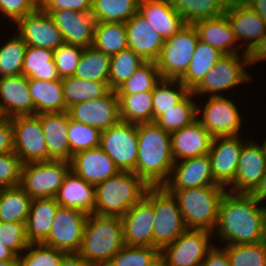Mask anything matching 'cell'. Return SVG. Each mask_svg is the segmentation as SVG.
I'll use <instances>...</instances> for the list:
<instances>
[{
    "label": "cell",
    "instance_id": "c3c4849f",
    "mask_svg": "<svg viewBox=\"0 0 266 266\" xmlns=\"http://www.w3.org/2000/svg\"><path fill=\"white\" fill-rule=\"evenodd\" d=\"M101 132L97 127L77 122L69 116L67 137L70 146V161L77 152L99 147Z\"/></svg>",
    "mask_w": 266,
    "mask_h": 266
},
{
    "label": "cell",
    "instance_id": "f6af8a7d",
    "mask_svg": "<svg viewBox=\"0 0 266 266\" xmlns=\"http://www.w3.org/2000/svg\"><path fill=\"white\" fill-rule=\"evenodd\" d=\"M173 7L188 24L225 13V8L217 0H177Z\"/></svg>",
    "mask_w": 266,
    "mask_h": 266
},
{
    "label": "cell",
    "instance_id": "e0dca14e",
    "mask_svg": "<svg viewBox=\"0 0 266 266\" xmlns=\"http://www.w3.org/2000/svg\"><path fill=\"white\" fill-rule=\"evenodd\" d=\"M239 136L214 137L208 153L214 181L225 188L234 182L243 144L247 141L243 142Z\"/></svg>",
    "mask_w": 266,
    "mask_h": 266
},
{
    "label": "cell",
    "instance_id": "ac0fdd59",
    "mask_svg": "<svg viewBox=\"0 0 266 266\" xmlns=\"http://www.w3.org/2000/svg\"><path fill=\"white\" fill-rule=\"evenodd\" d=\"M265 171L266 154L263 145L248 138L243 144L234 182L227 190L235 193H251Z\"/></svg>",
    "mask_w": 266,
    "mask_h": 266
},
{
    "label": "cell",
    "instance_id": "d6a6232c",
    "mask_svg": "<svg viewBox=\"0 0 266 266\" xmlns=\"http://www.w3.org/2000/svg\"><path fill=\"white\" fill-rule=\"evenodd\" d=\"M223 55L221 51L199 39L190 65L180 81L192 92Z\"/></svg>",
    "mask_w": 266,
    "mask_h": 266
},
{
    "label": "cell",
    "instance_id": "7402d4cb",
    "mask_svg": "<svg viewBox=\"0 0 266 266\" xmlns=\"http://www.w3.org/2000/svg\"><path fill=\"white\" fill-rule=\"evenodd\" d=\"M45 12L50 15L61 31L65 43L84 48L93 46L96 21L91 12H76L67 9Z\"/></svg>",
    "mask_w": 266,
    "mask_h": 266
},
{
    "label": "cell",
    "instance_id": "a7ac6f4b",
    "mask_svg": "<svg viewBox=\"0 0 266 266\" xmlns=\"http://www.w3.org/2000/svg\"><path fill=\"white\" fill-rule=\"evenodd\" d=\"M150 266H166L164 259L160 256L155 262Z\"/></svg>",
    "mask_w": 266,
    "mask_h": 266
},
{
    "label": "cell",
    "instance_id": "277c9868",
    "mask_svg": "<svg viewBox=\"0 0 266 266\" xmlns=\"http://www.w3.org/2000/svg\"><path fill=\"white\" fill-rule=\"evenodd\" d=\"M150 186L136 173L120 171L95 185V214L122 217Z\"/></svg>",
    "mask_w": 266,
    "mask_h": 266
},
{
    "label": "cell",
    "instance_id": "f5cc1de1",
    "mask_svg": "<svg viewBox=\"0 0 266 266\" xmlns=\"http://www.w3.org/2000/svg\"><path fill=\"white\" fill-rule=\"evenodd\" d=\"M84 47L64 43L53 51L54 61L59 77L74 76Z\"/></svg>",
    "mask_w": 266,
    "mask_h": 266
},
{
    "label": "cell",
    "instance_id": "8d00e7d4",
    "mask_svg": "<svg viewBox=\"0 0 266 266\" xmlns=\"http://www.w3.org/2000/svg\"><path fill=\"white\" fill-rule=\"evenodd\" d=\"M120 118L123 122L140 124L153 121L152 91L139 94H117Z\"/></svg>",
    "mask_w": 266,
    "mask_h": 266
},
{
    "label": "cell",
    "instance_id": "003e7915",
    "mask_svg": "<svg viewBox=\"0 0 266 266\" xmlns=\"http://www.w3.org/2000/svg\"><path fill=\"white\" fill-rule=\"evenodd\" d=\"M225 9L234 6L243 0H217Z\"/></svg>",
    "mask_w": 266,
    "mask_h": 266
},
{
    "label": "cell",
    "instance_id": "7a4b0ae2",
    "mask_svg": "<svg viewBox=\"0 0 266 266\" xmlns=\"http://www.w3.org/2000/svg\"><path fill=\"white\" fill-rule=\"evenodd\" d=\"M136 174L149 186H163L170 178L174 158L171 135L155 121L137 124Z\"/></svg>",
    "mask_w": 266,
    "mask_h": 266
},
{
    "label": "cell",
    "instance_id": "1f68e13d",
    "mask_svg": "<svg viewBox=\"0 0 266 266\" xmlns=\"http://www.w3.org/2000/svg\"><path fill=\"white\" fill-rule=\"evenodd\" d=\"M30 95L34 102L35 114L66 112L62 79H28Z\"/></svg>",
    "mask_w": 266,
    "mask_h": 266
},
{
    "label": "cell",
    "instance_id": "2e32d148",
    "mask_svg": "<svg viewBox=\"0 0 266 266\" xmlns=\"http://www.w3.org/2000/svg\"><path fill=\"white\" fill-rule=\"evenodd\" d=\"M14 25L17 27L16 33L28 46L47 48L54 51L65 43L61 31L57 28L53 19L40 7L19 19Z\"/></svg>",
    "mask_w": 266,
    "mask_h": 266
},
{
    "label": "cell",
    "instance_id": "30bf717a",
    "mask_svg": "<svg viewBox=\"0 0 266 266\" xmlns=\"http://www.w3.org/2000/svg\"><path fill=\"white\" fill-rule=\"evenodd\" d=\"M100 147L113 160L120 171L136 173L138 157L137 124L120 121L102 130Z\"/></svg>",
    "mask_w": 266,
    "mask_h": 266
},
{
    "label": "cell",
    "instance_id": "9a60e30c",
    "mask_svg": "<svg viewBox=\"0 0 266 266\" xmlns=\"http://www.w3.org/2000/svg\"><path fill=\"white\" fill-rule=\"evenodd\" d=\"M67 112L71 119L97 127L101 131L121 121L116 90H110L100 98L76 103Z\"/></svg>",
    "mask_w": 266,
    "mask_h": 266
},
{
    "label": "cell",
    "instance_id": "8992f818",
    "mask_svg": "<svg viewBox=\"0 0 266 266\" xmlns=\"http://www.w3.org/2000/svg\"><path fill=\"white\" fill-rule=\"evenodd\" d=\"M144 197L153 205V247L161 251L187 228L176 198L164 186H150Z\"/></svg>",
    "mask_w": 266,
    "mask_h": 266
},
{
    "label": "cell",
    "instance_id": "9f6ffc18",
    "mask_svg": "<svg viewBox=\"0 0 266 266\" xmlns=\"http://www.w3.org/2000/svg\"><path fill=\"white\" fill-rule=\"evenodd\" d=\"M39 7L43 11L67 9L76 12H91L92 0H39Z\"/></svg>",
    "mask_w": 266,
    "mask_h": 266
},
{
    "label": "cell",
    "instance_id": "4dcf8cb0",
    "mask_svg": "<svg viewBox=\"0 0 266 266\" xmlns=\"http://www.w3.org/2000/svg\"><path fill=\"white\" fill-rule=\"evenodd\" d=\"M59 206L55 198L32 199L26 222L29 243H42L48 237Z\"/></svg>",
    "mask_w": 266,
    "mask_h": 266
},
{
    "label": "cell",
    "instance_id": "816d5d0a",
    "mask_svg": "<svg viewBox=\"0 0 266 266\" xmlns=\"http://www.w3.org/2000/svg\"><path fill=\"white\" fill-rule=\"evenodd\" d=\"M7 246L16 256H20L30 244L26 236V223L1 222L0 244Z\"/></svg>",
    "mask_w": 266,
    "mask_h": 266
},
{
    "label": "cell",
    "instance_id": "be15d7a7",
    "mask_svg": "<svg viewBox=\"0 0 266 266\" xmlns=\"http://www.w3.org/2000/svg\"><path fill=\"white\" fill-rule=\"evenodd\" d=\"M266 22V0H243Z\"/></svg>",
    "mask_w": 266,
    "mask_h": 266
},
{
    "label": "cell",
    "instance_id": "6f0895ef",
    "mask_svg": "<svg viewBox=\"0 0 266 266\" xmlns=\"http://www.w3.org/2000/svg\"><path fill=\"white\" fill-rule=\"evenodd\" d=\"M14 152L13 126L11 118L0 115V154Z\"/></svg>",
    "mask_w": 266,
    "mask_h": 266
},
{
    "label": "cell",
    "instance_id": "60d3db41",
    "mask_svg": "<svg viewBox=\"0 0 266 266\" xmlns=\"http://www.w3.org/2000/svg\"><path fill=\"white\" fill-rule=\"evenodd\" d=\"M140 0H92L91 14L96 22L126 23L138 12Z\"/></svg>",
    "mask_w": 266,
    "mask_h": 266
},
{
    "label": "cell",
    "instance_id": "cb8c5ba5",
    "mask_svg": "<svg viewBox=\"0 0 266 266\" xmlns=\"http://www.w3.org/2000/svg\"><path fill=\"white\" fill-rule=\"evenodd\" d=\"M125 26L128 48L145 62H156L164 44L159 32H155L149 21L139 12L135 13Z\"/></svg>",
    "mask_w": 266,
    "mask_h": 266
},
{
    "label": "cell",
    "instance_id": "3957f363",
    "mask_svg": "<svg viewBox=\"0 0 266 266\" xmlns=\"http://www.w3.org/2000/svg\"><path fill=\"white\" fill-rule=\"evenodd\" d=\"M121 217L89 214L78 254L95 266H107L124 246Z\"/></svg>",
    "mask_w": 266,
    "mask_h": 266
},
{
    "label": "cell",
    "instance_id": "f546056e",
    "mask_svg": "<svg viewBox=\"0 0 266 266\" xmlns=\"http://www.w3.org/2000/svg\"><path fill=\"white\" fill-rule=\"evenodd\" d=\"M55 199L62 207L75 208L88 215L92 214L95 211V185L86 182L70 170Z\"/></svg>",
    "mask_w": 266,
    "mask_h": 266
},
{
    "label": "cell",
    "instance_id": "5b68a950",
    "mask_svg": "<svg viewBox=\"0 0 266 266\" xmlns=\"http://www.w3.org/2000/svg\"><path fill=\"white\" fill-rule=\"evenodd\" d=\"M176 198L187 229L214 232L226 188L220 185L169 191Z\"/></svg>",
    "mask_w": 266,
    "mask_h": 266
},
{
    "label": "cell",
    "instance_id": "7dc6e473",
    "mask_svg": "<svg viewBox=\"0 0 266 266\" xmlns=\"http://www.w3.org/2000/svg\"><path fill=\"white\" fill-rule=\"evenodd\" d=\"M161 80L156 62H145L135 73L116 89L117 94H139L153 91Z\"/></svg>",
    "mask_w": 266,
    "mask_h": 266
},
{
    "label": "cell",
    "instance_id": "52a82bcc",
    "mask_svg": "<svg viewBox=\"0 0 266 266\" xmlns=\"http://www.w3.org/2000/svg\"><path fill=\"white\" fill-rule=\"evenodd\" d=\"M248 66V54H224L192 93L197 98L203 94H209V97L223 96L225 90L253 80L246 70Z\"/></svg>",
    "mask_w": 266,
    "mask_h": 266
},
{
    "label": "cell",
    "instance_id": "f1b7e54d",
    "mask_svg": "<svg viewBox=\"0 0 266 266\" xmlns=\"http://www.w3.org/2000/svg\"><path fill=\"white\" fill-rule=\"evenodd\" d=\"M193 26L200 40L218 49L223 54H248L241 51L242 48L237 43L232 27L225 14L196 21L193 23Z\"/></svg>",
    "mask_w": 266,
    "mask_h": 266
},
{
    "label": "cell",
    "instance_id": "7c38bea8",
    "mask_svg": "<svg viewBox=\"0 0 266 266\" xmlns=\"http://www.w3.org/2000/svg\"><path fill=\"white\" fill-rule=\"evenodd\" d=\"M211 237L213 233L207 230L186 229L160 251V256L166 266H202L207 252L214 246Z\"/></svg>",
    "mask_w": 266,
    "mask_h": 266
},
{
    "label": "cell",
    "instance_id": "db71d44e",
    "mask_svg": "<svg viewBox=\"0 0 266 266\" xmlns=\"http://www.w3.org/2000/svg\"><path fill=\"white\" fill-rule=\"evenodd\" d=\"M22 166L23 163L14 152L0 154V189L20 185Z\"/></svg>",
    "mask_w": 266,
    "mask_h": 266
},
{
    "label": "cell",
    "instance_id": "11a10c76",
    "mask_svg": "<svg viewBox=\"0 0 266 266\" xmlns=\"http://www.w3.org/2000/svg\"><path fill=\"white\" fill-rule=\"evenodd\" d=\"M39 8V0H0V14L15 24Z\"/></svg>",
    "mask_w": 266,
    "mask_h": 266
},
{
    "label": "cell",
    "instance_id": "7bdbcfd3",
    "mask_svg": "<svg viewBox=\"0 0 266 266\" xmlns=\"http://www.w3.org/2000/svg\"><path fill=\"white\" fill-rule=\"evenodd\" d=\"M0 46V78L23 74L26 42L16 33Z\"/></svg>",
    "mask_w": 266,
    "mask_h": 266
},
{
    "label": "cell",
    "instance_id": "9c48e42d",
    "mask_svg": "<svg viewBox=\"0 0 266 266\" xmlns=\"http://www.w3.org/2000/svg\"><path fill=\"white\" fill-rule=\"evenodd\" d=\"M71 170L67 161L29 162L22 166L20 186L32 198H55Z\"/></svg>",
    "mask_w": 266,
    "mask_h": 266
},
{
    "label": "cell",
    "instance_id": "44dd1931",
    "mask_svg": "<svg viewBox=\"0 0 266 266\" xmlns=\"http://www.w3.org/2000/svg\"><path fill=\"white\" fill-rule=\"evenodd\" d=\"M153 205L143 197L121 217L124 244L153 247Z\"/></svg>",
    "mask_w": 266,
    "mask_h": 266
},
{
    "label": "cell",
    "instance_id": "91938a15",
    "mask_svg": "<svg viewBox=\"0 0 266 266\" xmlns=\"http://www.w3.org/2000/svg\"><path fill=\"white\" fill-rule=\"evenodd\" d=\"M249 65L266 60V33L248 53Z\"/></svg>",
    "mask_w": 266,
    "mask_h": 266
},
{
    "label": "cell",
    "instance_id": "681fc988",
    "mask_svg": "<svg viewBox=\"0 0 266 266\" xmlns=\"http://www.w3.org/2000/svg\"><path fill=\"white\" fill-rule=\"evenodd\" d=\"M160 257L158 248L124 245L107 266H150Z\"/></svg>",
    "mask_w": 266,
    "mask_h": 266
},
{
    "label": "cell",
    "instance_id": "4316f807",
    "mask_svg": "<svg viewBox=\"0 0 266 266\" xmlns=\"http://www.w3.org/2000/svg\"><path fill=\"white\" fill-rule=\"evenodd\" d=\"M138 12L149 21L155 32H159L163 40L173 37L188 24L165 0H140Z\"/></svg>",
    "mask_w": 266,
    "mask_h": 266
},
{
    "label": "cell",
    "instance_id": "4fadbf2b",
    "mask_svg": "<svg viewBox=\"0 0 266 266\" xmlns=\"http://www.w3.org/2000/svg\"><path fill=\"white\" fill-rule=\"evenodd\" d=\"M14 153L23 164L48 161L46 139L41 127V114L20 115L11 118Z\"/></svg>",
    "mask_w": 266,
    "mask_h": 266
},
{
    "label": "cell",
    "instance_id": "d6986e66",
    "mask_svg": "<svg viewBox=\"0 0 266 266\" xmlns=\"http://www.w3.org/2000/svg\"><path fill=\"white\" fill-rule=\"evenodd\" d=\"M218 185L212 176L208 154L174 162L169 180L163 185L168 191Z\"/></svg>",
    "mask_w": 266,
    "mask_h": 266
},
{
    "label": "cell",
    "instance_id": "ba28073f",
    "mask_svg": "<svg viewBox=\"0 0 266 266\" xmlns=\"http://www.w3.org/2000/svg\"><path fill=\"white\" fill-rule=\"evenodd\" d=\"M198 40L193 24H187L173 37L164 40L161 53L156 61L161 79L180 80L184 76Z\"/></svg>",
    "mask_w": 266,
    "mask_h": 266
},
{
    "label": "cell",
    "instance_id": "ab89813d",
    "mask_svg": "<svg viewBox=\"0 0 266 266\" xmlns=\"http://www.w3.org/2000/svg\"><path fill=\"white\" fill-rule=\"evenodd\" d=\"M190 92L180 103L160 114L154 121L168 133H173L191 125L197 120V105Z\"/></svg>",
    "mask_w": 266,
    "mask_h": 266
},
{
    "label": "cell",
    "instance_id": "74e56055",
    "mask_svg": "<svg viewBox=\"0 0 266 266\" xmlns=\"http://www.w3.org/2000/svg\"><path fill=\"white\" fill-rule=\"evenodd\" d=\"M93 47L110 56L128 49L125 23L96 22Z\"/></svg>",
    "mask_w": 266,
    "mask_h": 266
},
{
    "label": "cell",
    "instance_id": "8fae6325",
    "mask_svg": "<svg viewBox=\"0 0 266 266\" xmlns=\"http://www.w3.org/2000/svg\"><path fill=\"white\" fill-rule=\"evenodd\" d=\"M203 106L197 105V120L213 138L240 135L243 119L234 100L227 96L208 97Z\"/></svg>",
    "mask_w": 266,
    "mask_h": 266
},
{
    "label": "cell",
    "instance_id": "ee69618b",
    "mask_svg": "<svg viewBox=\"0 0 266 266\" xmlns=\"http://www.w3.org/2000/svg\"><path fill=\"white\" fill-rule=\"evenodd\" d=\"M145 61L132 49L122 50L111 56L109 87L116 90L127 79H129Z\"/></svg>",
    "mask_w": 266,
    "mask_h": 266
},
{
    "label": "cell",
    "instance_id": "83f0119b",
    "mask_svg": "<svg viewBox=\"0 0 266 266\" xmlns=\"http://www.w3.org/2000/svg\"><path fill=\"white\" fill-rule=\"evenodd\" d=\"M68 112L41 113V127L46 139L48 161L70 162V146L67 137Z\"/></svg>",
    "mask_w": 266,
    "mask_h": 266
},
{
    "label": "cell",
    "instance_id": "6125c7cd",
    "mask_svg": "<svg viewBox=\"0 0 266 266\" xmlns=\"http://www.w3.org/2000/svg\"><path fill=\"white\" fill-rule=\"evenodd\" d=\"M250 194L259 202L266 200V171L260 179L258 185Z\"/></svg>",
    "mask_w": 266,
    "mask_h": 266
},
{
    "label": "cell",
    "instance_id": "f907efd6",
    "mask_svg": "<svg viewBox=\"0 0 266 266\" xmlns=\"http://www.w3.org/2000/svg\"><path fill=\"white\" fill-rule=\"evenodd\" d=\"M66 254L43 243H30L19 258L22 266H58Z\"/></svg>",
    "mask_w": 266,
    "mask_h": 266
},
{
    "label": "cell",
    "instance_id": "e575fe53",
    "mask_svg": "<svg viewBox=\"0 0 266 266\" xmlns=\"http://www.w3.org/2000/svg\"><path fill=\"white\" fill-rule=\"evenodd\" d=\"M32 198L20 186L0 189V221L27 222Z\"/></svg>",
    "mask_w": 266,
    "mask_h": 266
},
{
    "label": "cell",
    "instance_id": "94428289",
    "mask_svg": "<svg viewBox=\"0 0 266 266\" xmlns=\"http://www.w3.org/2000/svg\"><path fill=\"white\" fill-rule=\"evenodd\" d=\"M58 266H95L83 259L78 253H67Z\"/></svg>",
    "mask_w": 266,
    "mask_h": 266
},
{
    "label": "cell",
    "instance_id": "484cf974",
    "mask_svg": "<svg viewBox=\"0 0 266 266\" xmlns=\"http://www.w3.org/2000/svg\"><path fill=\"white\" fill-rule=\"evenodd\" d=\"M170 135L175 162L208 154L213 139L198 120Z\"/></svg>",
    "mask_w": 266,
    "mask_h": 266
},
{
    "label": "cell",
    "instance_id": "d4e9b609",
    "mask_svg": "<svg viewBox=\"0 0 266 266\" xmlns=\"http://www.w3.org/2000/svg\"><path fill=\"white\" fill-rule=\"evenodd\" d=\"M0 98V115L13 118L35 114L28 78L23 74L0 78Z\"/></svg>",
    "mask_w": 266,
    "mask_h": 266
},
{
    "label": "cell",
    "instance_id": "e7e4bbea",
    "mask_svg": "<svg viewBox=\"0 0 266 266\" xmlns=\"http://www.w3.org/2000/svg\"><path fill=\"white\" fill-rule=\"evenodd\" d=\"M16 255L4 244H0V261L14 259Z\"/></svg>",
    "mask_w": 266,
    "mask_h": 266
},
{
    "label": "cell",
    "instance_id": "603a6c76",
    "mask_svg": "<svg viewBox=\"0 0 266 266\" xmlns=\"http://www.w3.org/2000/svg\"><path fill=\"white\" fill-rule=\"evenodd\" d=\"M70 165L71 171L93 185L104 182L120 172L113 160L100 146L75 153Z\"/></svg>",
    "mask_w": 266,
    "mask_h": 266
},
{
    "label": "cell",
    "instance_id": "2644e50d",
    "mask_svg": "<svg viewBox=\"0 0 266 266\" xmlns=\"http://www.w3.org/2000/svg\"><path fill=\"white\" fill-rule=\"evenodd\" d=\"M167 3H169V4H174L177 0H165Z\"/></svg>",
    "mask_w": 266,
    "mask_h": 266
},
{
    "label": "cell",
    "instance_id": "6da1fadb",
    "mask_svg": "<svg viewBox=\"0 0 266 266\" xmlns=\"http://www.w3.org/2000/svg\"><path fill=\"white\" fill-rule=\"evenodd\" d=\"M260 203L250 193L226 190L219 205L213 235H218L223 245L264 241V207L258 206Z\"/></svg>",
    "mask_w": 266,
    "mask_h": 266
},
{
    "label": "cell",
    "instance_id": "f35d334b",
    "mask_svg": "<svg viewBox=\"0 0 266 266\" xmlns=\"http://www.w3.org/2000/svg\"><path fill=\"white\" fill-rule=\"evenodd\" d=\"M111 56L93 46L84 48L74 76L84 80L109 82Z\"/></svg>",
    "mask_w": 266,
    "mask_h": 266
},
{
    "label": "cell",
    "instance_id": "03108f58",
    "mask_svg": "<svg viewBox=\"0 0 266 266\" xmlns=\"http://www.w3.org/2000/svg\"><path fill=\"white\" fill-rule=\"evenodd\" d=\"M0 266H22L20 258L16 256L14 259L0 261Z\"/></svg>",
    "mask_w": 266,
    "mask_h": 266
},
{
    "label": "cell",
    "instance_id": "bcb514c9",
    "mask_svg": "<svg viewBox=\"0 0 266 266\" xmlns=\"http://www.w3.org/2000/svg\"><path fill=\"white\" fill-rule=\"evenodd\" d=\"M221 247L227 252L230 266H266V242L233 244Z\"/></svg>",
    "mask_w": 266,
    "mask_h": 266
},
{
    "label": "cell",
    "instance_id": "89a4df30",
    "mask_svg": "<svg viewBox=\"0 0 266 266\" xmlns=\"http://www.w3.org/2000/svg\"><path fill=\"white\" fill-rule=\"evenodd\" d=\"M264 241L266 242V206H264Z\"/></svg>",
    "mask_w": 266,
    "mask_h": 266
},
{
    "label": "cell",
    "instance_id": "8c879c8a",
    "mask_svg": "<svg viewBox=\"0 0 266 266\" xmlns=\"http://www.w3.org/2000/svg\"><path fill=\"white\" fill-rule=\"evenodd\" d=\"M264 150H265V154H266V138L264 139L263 143H262Z\"/></svg>",
    "mask_w": 266,
    "mask_h": 266
},
{
    "label": "cell",
    "instance_id": "5bb4252c",
    "mask_svg": "<svg viewBox=\"0 0 266 266\" xmlns=\"http://www.w3.org/2000/svg\"><path fill=\"white\" fill-rule=\"evenodd\" d=\"M87 217L81 210L59 206L50 233L42 243L65 253H78Z\"/></svg>",
    "mask_w": 266,
    "mask_h": 266
},
{
    "label": "cell",
    "instance_id": "b9f144b4",
    "mask_svg": "<svg viewBox=\"0 0 266 266\" xmlns=\"http://www.w3.org/2000/svg\"><path fill=\"white\" fill-rule=\"evenodd\" d=\"M190 92L180 80L161 79L152 91L153 121L160 114L180 103Z\"/></svg>",
    "mask_w": 266,
    "mask_h": 266
},
{
    "label": "cell",
    "instance_id": "836d02e7",
    "mask_svg": "<svg viewBox=\"0 0 266 266\" xmlns=\"http://www.w3.org/2000/svg\"><path fill=\"white\" fill-rule=\"evenodd\" d=\"M23 75L28 79L44 81L60 79L53 50L27 46L23 61Z\"/></svg>",
    "mask_w": 266,
    "mask_h": 266
},
{
    "label": "cell",
    "instance_id": "ffe728a7",
    "mask_svg": "<svg viewBox=\"0 0 266 266\" xmlns=\"http://www.w3.org/2000/svg\"><path fill=\"white\" fill-rule=\"evenodd\" d=\"M224 14L242 51L249 53L266 33V22L244 1L226 8Z\"/></svg>",
    "mask_w": 266,
    "mask_h": 266
},
{
    "label": "cell",
    "instance_id": "680465c9",
    "mask_svg": "<svg viewBox=\"0 0 266 266\" xmlns=\"http://www.w3.org/2000/svg\"><path fill=\"white\" fill-rule=\"evenodd\" d=\"M202 266H230L227 252L214 244L207 252Z\"/></svg>",
    "mask_w": 266,
    "mask_h": 266
},
{
    "label": "cell",
    "instance_id": "d590c367",
    "mask_svg": "<svg viewBox=\"0 0 266 266\" xmlns=\"http://www.w3.org/2000/svg\"><path fill=\"white\" fill-rule=\"evenodd\" d=\"M66 111L72 105L105 96L111 89L109 82L84 80L77 76L62 78Z\"/></svg>",
    "mask_w": 266,
    "mask_h": 266
}]
</instances>
